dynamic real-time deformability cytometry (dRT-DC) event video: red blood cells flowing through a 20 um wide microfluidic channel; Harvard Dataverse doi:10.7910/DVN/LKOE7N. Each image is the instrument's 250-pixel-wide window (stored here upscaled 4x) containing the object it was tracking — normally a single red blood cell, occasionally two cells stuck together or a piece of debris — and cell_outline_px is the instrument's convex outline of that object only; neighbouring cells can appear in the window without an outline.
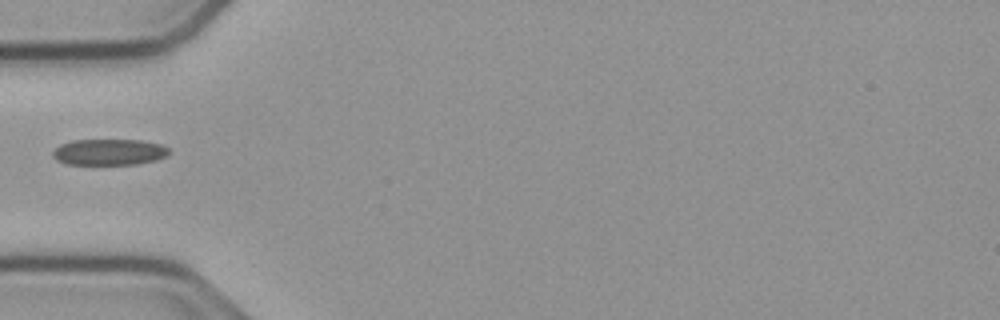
{"species": "common noctule bat (a hibernating species)", "species_latin": "Nyctalus noctula", "temperature_condition": "cold", "stored_images_in_passage": 38, "camera_frame_rate_fps": 3000, "um_per_image_px": 0.085, "animal": {"sex": "male", "body_mass_g": 23.1, "forearm_length_mm": 52.7}, "frame": {"image": 1, "passage_image": 1, "time_ms": 0.0, "image_size_px": [1000, 320], "cell_outline_px": [[168, 156], [156, 160], [136, 164], [64, 164], [56, 160], [52, 156], [52, 152], [60, 144], [72, 140], [140, 140], [160, 144], [168, 148]], "centroid_in_image_um": [9.25, 12.93], "position_along_channel_um": 75.8, "area_um2": 17.74}}
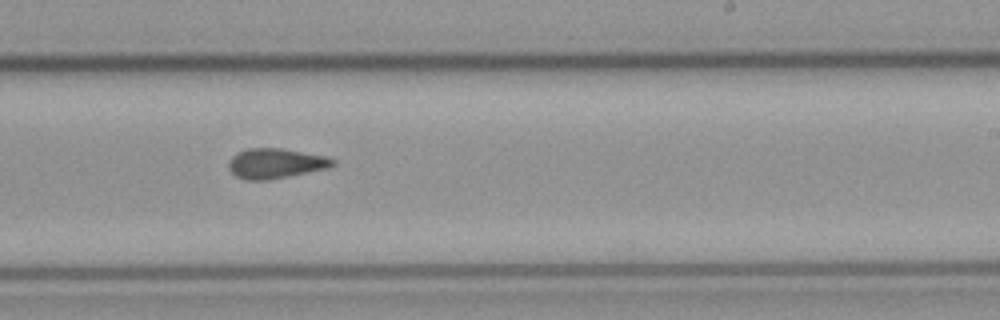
{"frame": {"image": 2, "passage_image": 16, "time_ms": 5.0, "image_size_px": [1000, 320], "cell_outline_px": [[336, 164], [328, 168], [268, 180], [244, 180], [236, 176], [228, 168], [228, 160], [232, 156], [248, 148], [280, 148], [324, 156], [336, 160]], "centroid_in_image_um": [23.4, 13.89], "position_along_channel_um": 265.6, "area_um2": 18.09}}
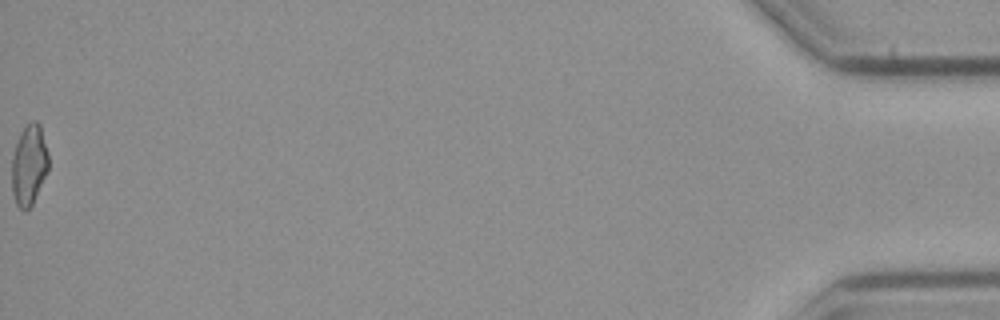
{"frame": {"image": 3, "passage_image": 38, "time_ms": 12.333, "image_size_px": [1000, 320], "cell_outline_px": [[48, 168], [32, 204], [24, 212], [16, 204], [12, 192], [12, 156], [20, 132], [32, 120], [36, 120], [40, 124], [48, 152]], "centroid_in_image_um": [2.46, 14.0], "position_along_channel_um": 432.7, "area_um2": 17.05}}